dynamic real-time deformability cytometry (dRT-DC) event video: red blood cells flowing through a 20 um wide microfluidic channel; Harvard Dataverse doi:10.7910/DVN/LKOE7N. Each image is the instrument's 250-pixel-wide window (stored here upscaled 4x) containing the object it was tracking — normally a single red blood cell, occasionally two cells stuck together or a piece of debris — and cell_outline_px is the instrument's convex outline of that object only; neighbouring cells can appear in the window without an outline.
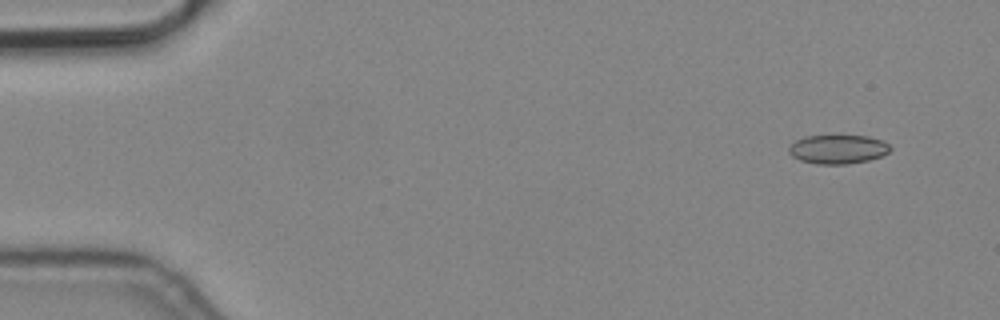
{"species": "common noctule bat (a hibernating species)", "species_latin": "Nyctalus noctula", "temperature_condition": "cold", "stored_images_in_passage": 5, "camera_frame_rate_fps": 3000, "um_per_image_px": 0.085, "animal": {"sex": "male", "body_mass_g": 19.2, "forearm_length_mm": 51.8}, "frame": {"image": 1, "passage_image": 2, "time_ms": 0.333, "image_size_px": [1000, 320], "cell_outline_px": [[892, 148], [888, 152], [880, 156], [868, 160], [848, 164], [816, 164], [800, 160], [792, 156], [788, 152], [788, 148], [796, 140], [804, 136], [868, 136], [880, 140], [888, 144]], "centroid_in_image_um": [71.19, 12.69], "position_along_channel_um": 13.8, "area_um2": 16.99}}
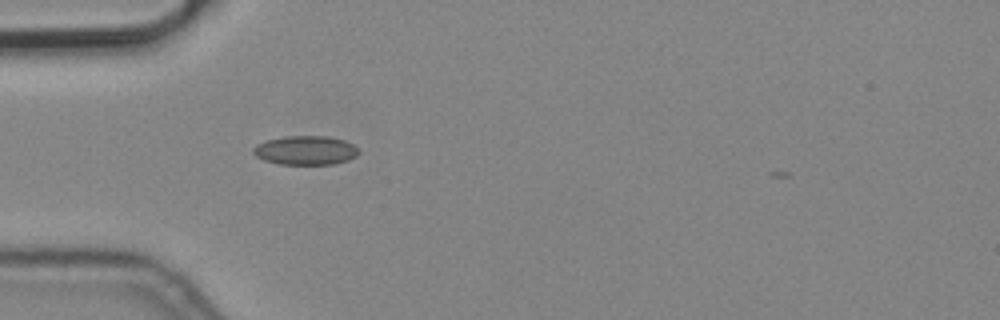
{"frame": {"image": 2, "passage_image": 5, "time_ms": 1.333, "image_size_px": [1000, 320], "cell_outline_px": [[360, 152], [356, 156], [348, 160], [336, 164], [280, 164], [264, 160], [256, 156], [252, 152], [252, 148], [256, 144], [268, 140], [284, 136], [328, 136], [344, 140], [352, 144]], "centroid_in_image_um": [25.96, 12.78], "position_along_channel_um": 59.0, "area_um2": 17.86}}